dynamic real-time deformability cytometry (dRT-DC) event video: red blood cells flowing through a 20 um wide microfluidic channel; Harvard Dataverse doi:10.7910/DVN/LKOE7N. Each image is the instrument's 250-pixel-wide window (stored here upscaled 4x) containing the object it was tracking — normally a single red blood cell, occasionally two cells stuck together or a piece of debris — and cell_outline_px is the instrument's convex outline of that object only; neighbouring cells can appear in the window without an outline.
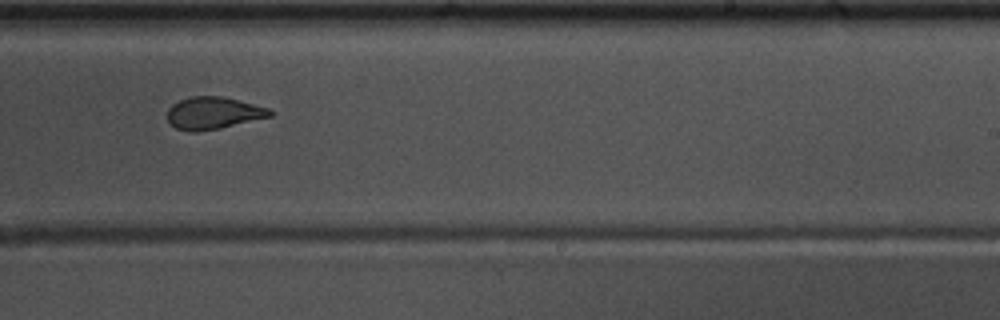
{"species": "common noctule bat (a hibernating species)", "species_latin": "Nyctalus noctula", "temperature_condition": "warm", "stored_images_in_passage": 38, "camera_frame_rate_fps": 3000, "um_per_image_px": 0.085, "animal": {"sex": "male", "body_mass_g": 17.5, "forearm_length_mm": 52.3}, "frame": {"image": 1, "passage_image": 17, "time_ms": 5.333, "image_size_px": [1000, 320], "cell_outline_px": [[276, 112], [272, 116], [220, 128], [196, 132], [192, 132], [176, 128], [168, 124], [168, 108], [172, 104], [180, 100], [192, 96], [220, 96], [268, 108]], "centroid_in_image_um": [18.11, 9.62], "position_along_channel_um": 270.9, "area_um2": 19.19}}
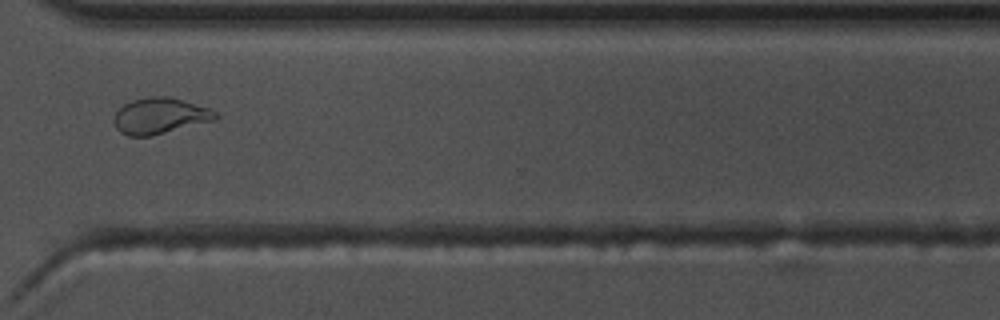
{"frame": {"image": 2, "passage_image": 24, "time_ms": 7.667, "image_size_px": [1000, 320], "cell_outline_px": [[216, 120], [148, 136], [128, 136], [120, 132], [116, 128], [116, 112], [124, 104], [132, 100], [156, 96], [164, 96], [180, 100], [208, 108], [216, 112]], "centroid_in_image_um": [13.58, 9.86], "position_along_channel_um": 357.0, "area_um2": 20.63}}
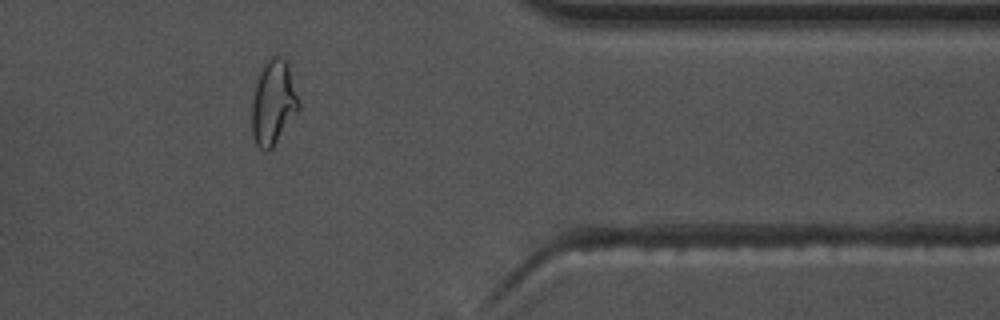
{"frame": {"image": 3, "passage_image": 28, "time_ms": 9.0, "image_size_px": [1000, 320], "cell_outline_px": [[300, 108], [272, 148], [268, 152], [264, 152], [256, 144], [252, 132], [252, 104], [256, 84], [260, 72], [264, 64], [272, 56], [284, 56], [288, 64], [300, 100]], "centroid_in_image_um": [23.25, 8.72], "position_along_channel_um": 388.1, "area_um2": 23.06}}